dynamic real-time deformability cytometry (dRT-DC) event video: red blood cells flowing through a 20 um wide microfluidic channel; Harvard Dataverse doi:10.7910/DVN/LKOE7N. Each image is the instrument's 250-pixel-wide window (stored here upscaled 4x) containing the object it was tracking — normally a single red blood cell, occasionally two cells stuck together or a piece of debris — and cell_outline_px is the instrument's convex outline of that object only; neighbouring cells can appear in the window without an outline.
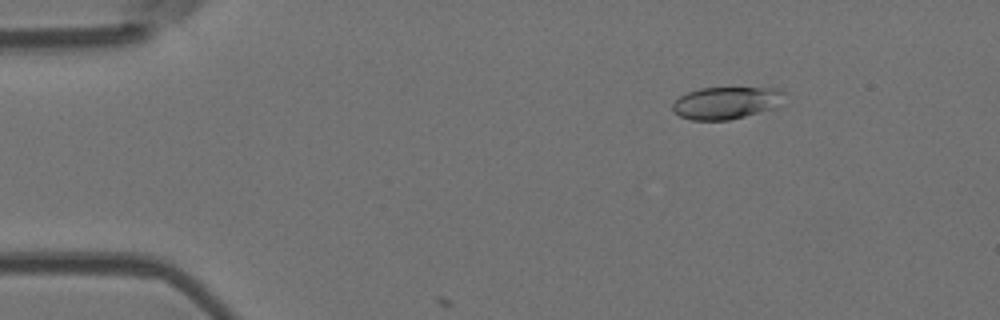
{"species": "Egyptian fruit bat (a non-hibernating species)", "species_latin": "Rousettus aegyptiacus", "temperature_condition": "room temperature", "stored_images_in_passage": 4, "camera_frame_rate_fps": 3000, "um_per_image_px": 0.085, "animal": {"sex": "female"}, "frame": {"image": 1, "passage_image": 2, "time_ms": 1.0, "image_size_px": [1000, 320], "cell_outline_px": [[784, 92], [776, 108], [728, 120], [692, 120], [680, 116], [672, 108], [672, 104], [680, 96], [688, 92], [700, 88], [780, 88]], "centroid_in_image_um": [61.71, 8.74], "position_along_channel_um": 23.3, "area_um2": 20.75}}